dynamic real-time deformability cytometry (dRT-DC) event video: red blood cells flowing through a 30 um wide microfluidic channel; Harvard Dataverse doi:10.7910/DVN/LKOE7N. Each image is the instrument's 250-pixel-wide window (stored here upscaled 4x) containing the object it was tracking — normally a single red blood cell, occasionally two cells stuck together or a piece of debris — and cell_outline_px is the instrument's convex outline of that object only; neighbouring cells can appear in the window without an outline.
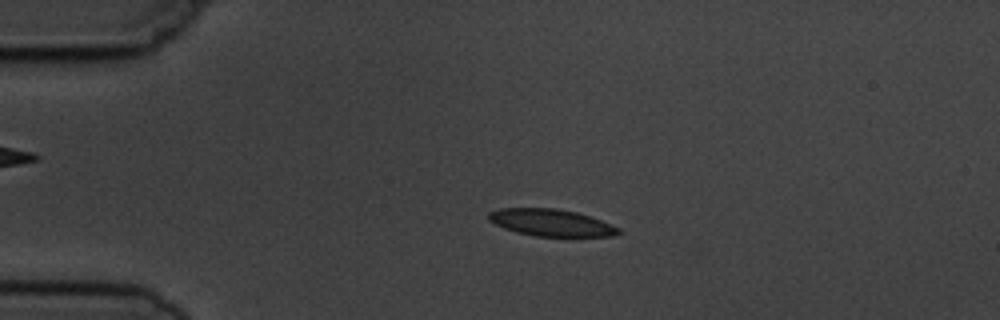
{"species": "common noctule bat (a hibernating species)", "species_latin": "Nyctalus noctula", "temperature_condition": "cold", "stored_images_in_passage": 4, "camera_frame_rate_fps": 3000, "um_per_image_px": 0.085, "animal": {"sex": "male", "body_mass_g": 19.5, "forearm_length_mm": 54.6}, "frame": {"image": 1, "passage_image": 3, "time_ms": 2.333, "image_size_px": [1000, 320], "cell_outline_px": [[620, 232], [612, 236], [572, 240], [536, 236], [516, 232], [504, 228], [488, 220], [488, 212], [500, 208], [556, 208], [576, 212], [612, 224], [620, 228]], "centroid_in_image_um": [46.92, 18.98], "position_along_channel_um": 38.1, "area_um2": 21.39}}
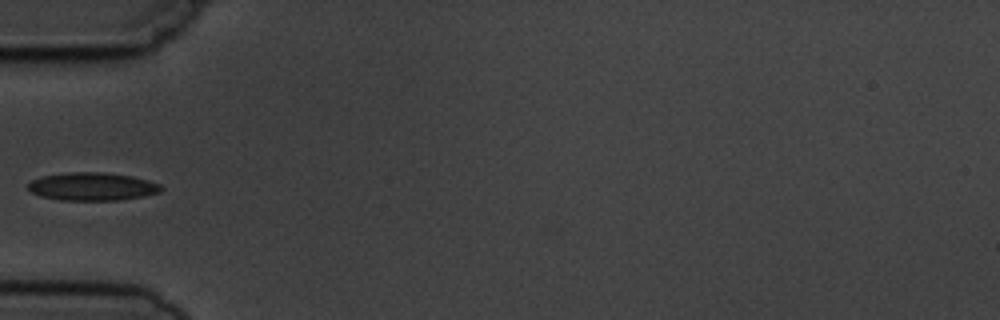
{"frame": {"image": 2, "passage_image": 4, "time_ms": 4.333, "image_size_px": [1000, 320], "cell_outline_px": [[164, 188], [160, 192], [144, 196], [120, 200], [60, 200], [44, 196], [32, 192], [28, 188], [28, 184], [32, 180], [40, 176], [64, 172], [104, 172], [132, 176], [148, 180], [160, 184]], "centroid_in_image_um": [7.87, 15.84], "position_along_channel_um": 77.1, "area_um2": 21.79}}